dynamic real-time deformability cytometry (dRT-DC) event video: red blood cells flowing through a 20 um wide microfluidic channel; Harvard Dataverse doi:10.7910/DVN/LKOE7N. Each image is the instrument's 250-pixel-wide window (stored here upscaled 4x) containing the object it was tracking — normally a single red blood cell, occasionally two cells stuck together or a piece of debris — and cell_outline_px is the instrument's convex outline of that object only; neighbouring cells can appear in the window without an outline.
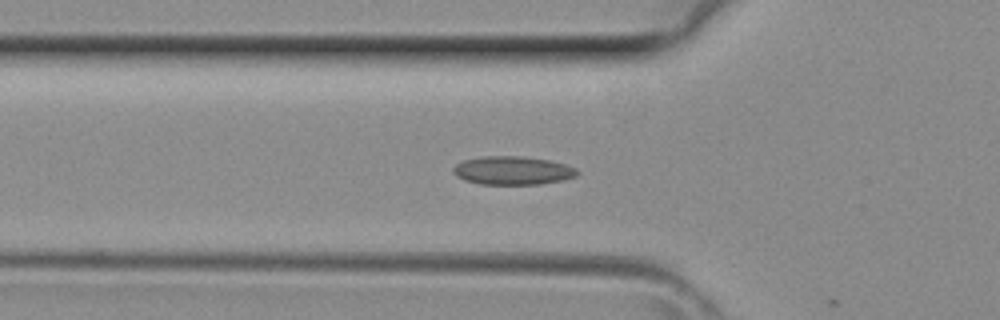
{"species": "common noctule bat (a hibernating species)", "species_latin": "Nyctalus noctula", "temperature_condition": "room temperature", "stored_images_in_passage": 14, "camera_frame_rate_fps": 3000, "um_per_image_px": 0.085, "animal": {"sex": "female", "body_mass_g": 29.2, "forearm_length_mm": 56.3}, "frame": {"image": 1, "passage_image": 13, "time_ms": 4.0, "image_size_px": [1000, 320], "cell_outline_px": [[580, 172], [576, 176], [564, 180], [540, 184], [480, 184], [464, 180], [456, 176], [452, 172], [452, 168], [456, 164], [464, 160], [480, 156], [520, 156], [548, 160], [564, 164], [576, 168]], "centroid_in_image_um": [43.56, 14.49], "position_along_channel_um": 82.2, "area_um2": 20.63}}